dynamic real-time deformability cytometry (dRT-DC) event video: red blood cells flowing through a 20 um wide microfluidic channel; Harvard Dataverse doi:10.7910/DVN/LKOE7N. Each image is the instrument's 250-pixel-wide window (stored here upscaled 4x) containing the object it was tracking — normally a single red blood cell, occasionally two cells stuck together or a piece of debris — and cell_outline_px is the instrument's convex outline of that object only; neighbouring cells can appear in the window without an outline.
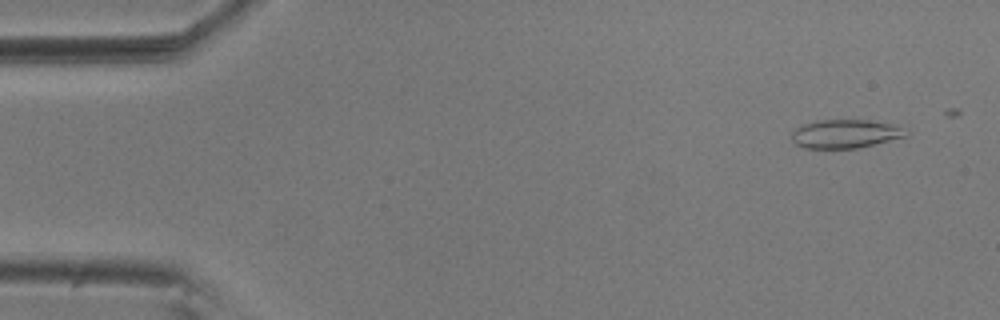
{"species": "common noctule bat (a hibernating species)", "species_latin": "Nyctalus noctula", "temperature_condition": "room temperature", "stored_images_in_passage": 20, "camera_frame_rate_fps": 3000, "um_per_image_px": 0.085, "animal": {"sex": "male", "body_mass_g": 20.5, "forearm_length_mm": 52.5}, "frame": {"image": 1, "passage_image": 4, "time_ms": 1.0, "image_size_px": [1000, 320], "cell_outline_px": [[912, 132], [908, 136], [856, 148], [804, 148], [796, 144], [792, 140], [792, 132], [800, 124], [816, 120], [872, 120], [892, 124]], "centroid_in_image_um": [71.86, 11.36], "position_along_channel_um": 13.1, "area_um2": 19.19}}
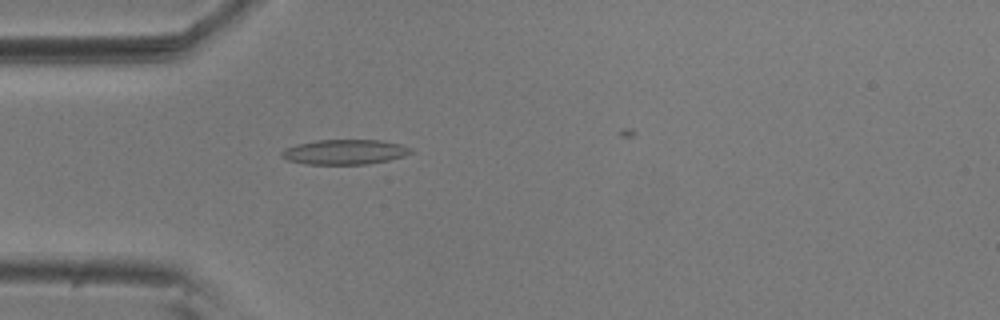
{"frame": {"image": 2, "passage_image": 16, "time_ms": 5.0, "image_size_px": [1000, 320], "cell_outline_px": [[412, 152], [404, 156], [388, 160], [368, 164], [304, 164], [288, 160], [280, 156], [280, 152], [284, 148], [296, 144], [316, 140], [380, 140], [400, 144], [412, 148]], "centroid_in_image_um": [29.26, 12.91], "position_along_channel_um": 55.7, "area_um2": 18.84}}
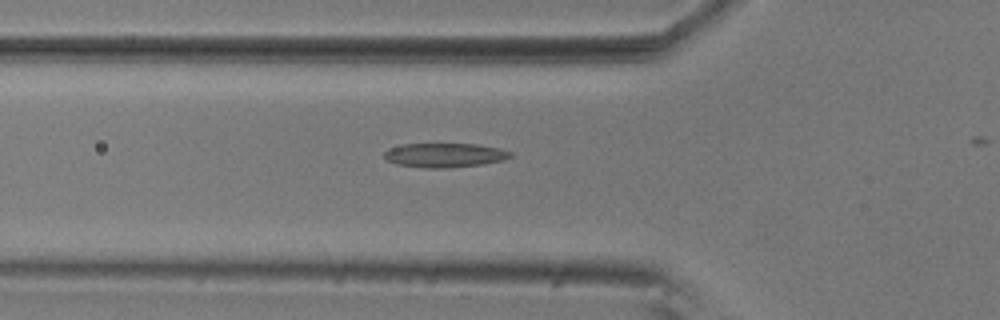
{"frame": {"image": 3, "passage_image": 19, "time_ms": 6.0, "image_size_px": [1000, 320], "cell_outline_px": [[512, 156], [504, 160], [480, 164], [444, 168], [424, 168], [396, 164], [384, 160], [384, 152], [388, 148], [404, 144], [476, 144], [500, 148], [512, 152]], "centroid_in_image_um": [37.76, 13.19], "position_along_channel_um": 88.0, "area_um2": 17.86}}